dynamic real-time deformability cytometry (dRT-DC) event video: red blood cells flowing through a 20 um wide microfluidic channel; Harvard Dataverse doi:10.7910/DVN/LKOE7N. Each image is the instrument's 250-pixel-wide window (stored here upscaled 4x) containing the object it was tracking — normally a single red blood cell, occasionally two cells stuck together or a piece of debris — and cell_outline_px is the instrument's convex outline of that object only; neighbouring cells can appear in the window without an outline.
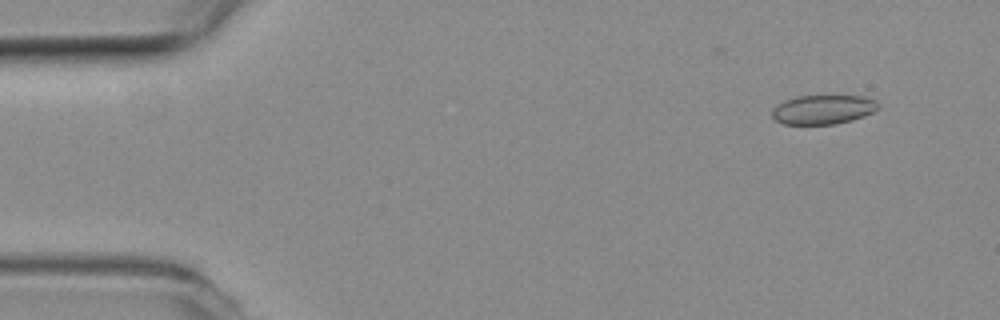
{"species": "common noctule bat (a hibernating species)", "species_latin": "Nyctalus noctula", "temperature_condition": "room temperature", "stored_images_in_passage": 55, "camera_frame_rate_fps": 3000, "um_per_image_px": 0.085, "animal": {"sex": "female", "body_mass_g": 19.3, "forearm_length_mm": 54.1}, "frame": {"image": 1, "passage_image": 4, "time_ms": 1.0, "image_size_px": [1000, 320], "cell_outline_px": [[880, 108], [864, 116], [852, 120], [836, 124], [784, 124], [776, 120], [772, 116], [772, 108], [776, 104], [784, 100], [796, 96], [864, 96], [876, 100], [880, 104]], "centroid_in_image_um": [69.97, 9.3], "position_along_channel_um": 15.0, "area_um2": 18.26}}
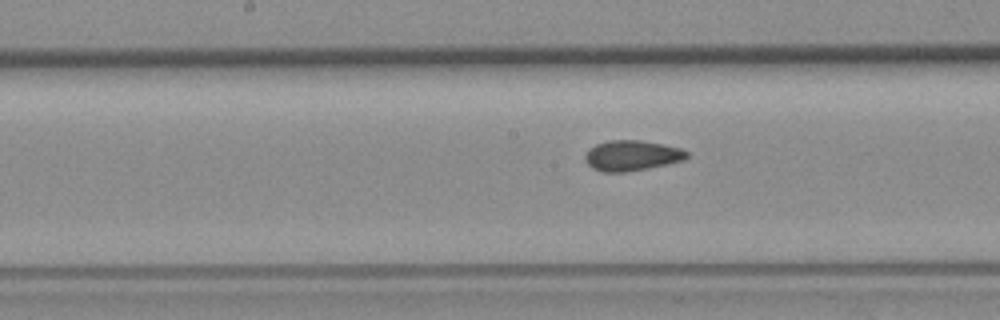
{"frame": {"image": 2, "passage_image": 27, "time_ms": 8.667, "image_size_px": [1000, 320], "cell_outline_px": [[688, 156], [684, 160], [668, 164], [648, 168], [624, 172], [600, 172], [592, 168], [584, 160], [584, 156], [588, 148], [596, 144], [608, 140], [640, 140], [664, 144], [680, 148], [688, 152]], "centroid_in_image_um": [53.67, 13.22], "position_along_channel_um": 194.5, "area_um2": 18.21}}
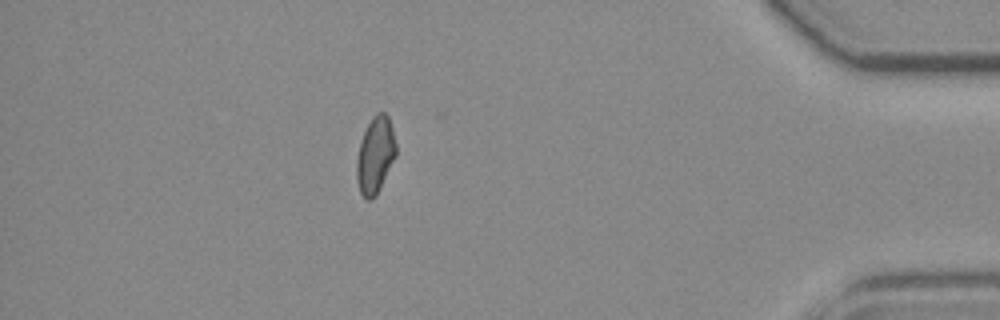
{"frame": {"image": 3, "passage_image": 48, "time_ms": 15.667, "image_size_px": [1000, 320], "cell_outline_px": [[396, 156], [376, 196], [372, 200], [368, 200], [360, 192], [356, 180], [356, 160], [360, 144], [364, 132], [372, 116], [376, 112], [384, 112], [388, 116], [392, 128], [396, 144]], "centroid_in_image_um": [31.9, 13.19], "position_along_channel_um": 403.3, "area_um2": 17.57}, "authors_computed_cell_mechanics": {"area_um2": 17.918, "velocity_mm_per_s": 3.6881, "shape_relaxation_time_tau1_ms": null, "shape_relaxation_time_tau2_ms": 2.5977, "deformation_change_tau1": null, "deformation_change_tau2": 0.0828}}